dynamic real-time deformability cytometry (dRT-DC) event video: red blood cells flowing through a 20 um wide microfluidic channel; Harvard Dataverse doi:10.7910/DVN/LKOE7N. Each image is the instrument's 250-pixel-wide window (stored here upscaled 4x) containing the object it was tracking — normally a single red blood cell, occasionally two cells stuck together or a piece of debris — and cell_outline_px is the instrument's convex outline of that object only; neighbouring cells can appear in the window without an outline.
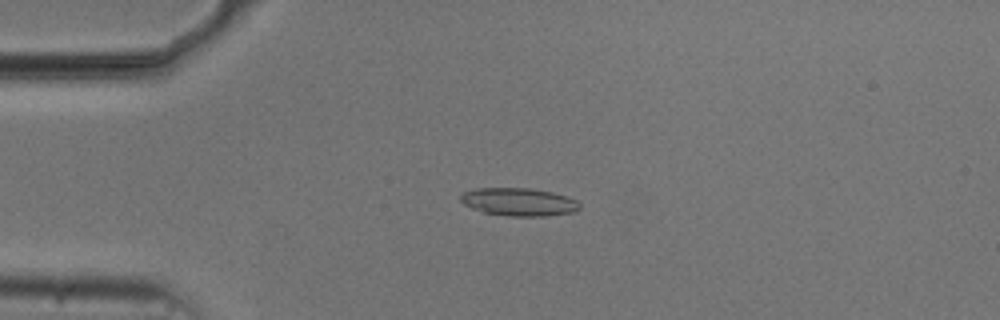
{"species": "common noctule bat (a hibernating species)", "species_latin": "Nyctalus noctula", "temperature_condition": "cold", "stored_images_in_passage": 42, "camera_frame_rate_fps": 3000, "um_per_image_px": 0.085, "animal": {"sex": "male", "body_mass_g": 20.5, "forearm_length_mm": 52.5}, "frame": {"image": 1, "passage_image": 1, "time_ms": 0.0, "image_size_px": [1000, 320], "cell_outline_px": [[580, 208], [576, 212], [544, 216], [508, 216], [484, 212], [472, 208], [464, 204], [460, 200], [460, 196], [464, 192], [476, 188], [528, 188], [552, 192], [576, 200], [580, 204]], "centroid_in_image_um": [44.1, 17.17], "position_along_channel_um": 40.9, "area_um2": 19.31}}
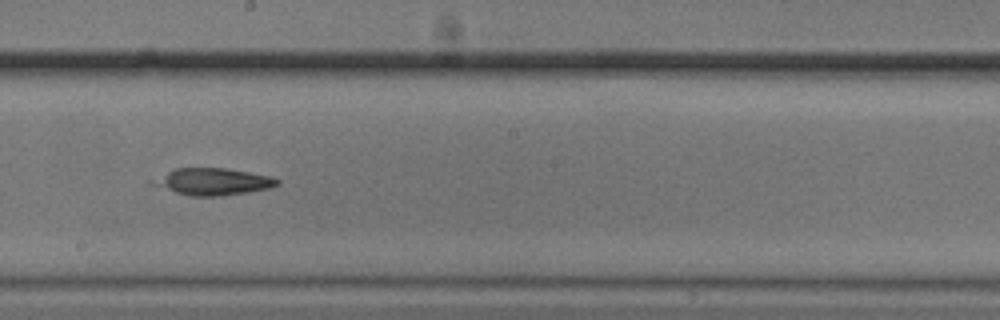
{"frame": {"image": 2, "passage_image": 18, "time_ms": 5.667, "image_size_px": [1000, 320], "cell_outline_px": [[280, 184], [268, 188], [248, 192], [220, 196], [192, 196], [176, 192], [148, 184], [148, 180], [176, 168], [228, 168], [272, 176], [280, 180]], "centroid_in_image_um": [18.07, 15.43], "position_along_channel_um": 230.1, "area_um2": 19.65}}
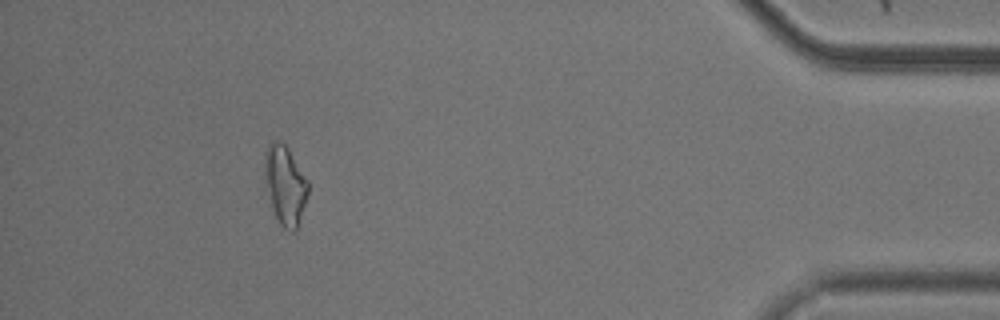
{"frame": {"image": 3, "passage_image": 37, "time_ms": 12.0, "image_size_px": [1000, 320], "cell_outline_px": [[308, 196], [296, 228], [292, 232], [284, 228], [280, 224], [272, 208], [264, 184], [264, 152], [268, 144], [272, 140], [280, 140], [288, 148], [308, 180]], "centroid_in_image_um": [24.2, 15.68], "position_along_channel_um": 411.0, "area_um2": 20.17}}